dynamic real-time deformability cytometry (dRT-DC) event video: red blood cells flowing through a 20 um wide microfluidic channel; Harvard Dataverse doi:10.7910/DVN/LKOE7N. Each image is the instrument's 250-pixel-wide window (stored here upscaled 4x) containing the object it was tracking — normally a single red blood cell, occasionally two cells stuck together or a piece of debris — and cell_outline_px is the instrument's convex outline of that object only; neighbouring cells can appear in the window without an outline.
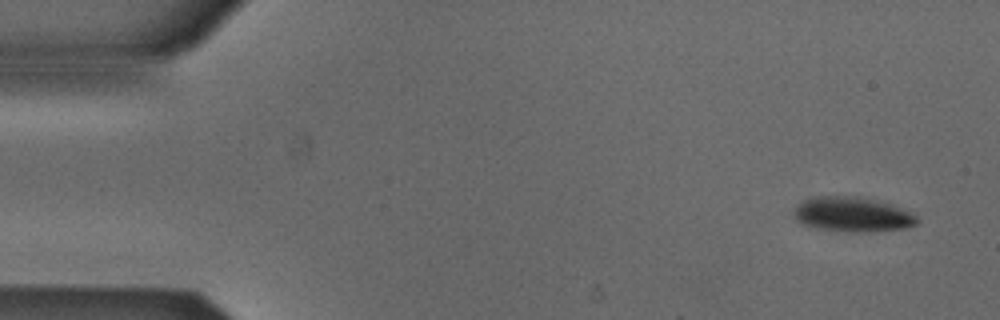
{"species": "Egyptian fruit bat (a non-hibernating species)", "species_latin": "Rousettus aegyptiacus", "temperature_condition": "cold", "stored_images_in_passage": 5, "camera_frame_rate_fps": 3000, "um_per_image_px": 0.085, "animal": {"sex": "male"}, "frame": {"image": 1, "passage_image": 1, "time_ms": 0.0, "image_size_px": [1000, 320], "cell_outline_px": [[920, 220], [916, 224], [904, 228], [872, 232], [852, 232], [820, 228], [804, 224], [796, 220], [792, 212], [804, 200], [816, 196], [856, 196], [876, 200], [900, 208], [916, 216]], "centroid_in_image_um": [72.46, 18.23], "position_along_channel_um": 12.5, "area_um2": 24.62}}
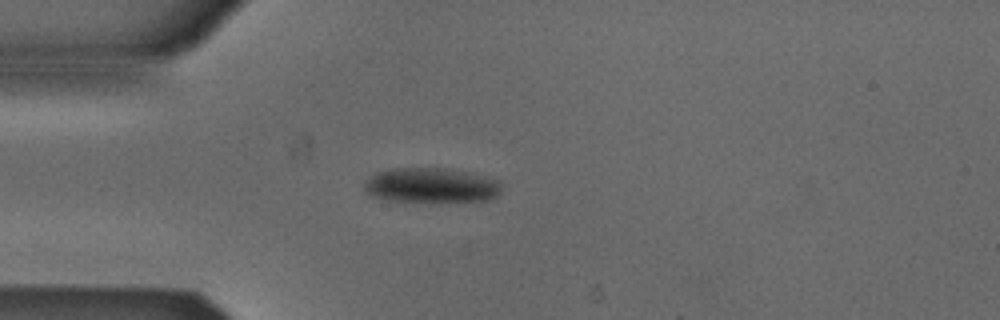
{"frame": {"image": 2, "passage_image": 4, "time_ms": 1.0, "image_size_px": [1000, 320], "cell_outline_px": [[500, 192], [496, 196], [488, 200], [388, 200], [372, 196], [364, 188], [364, 180], [368, 176], [376, 172], [392, 168], [444, 168], [472, 172], [500, 180]], "centroid_in_image_um": [36.63, 15.71], "position_along_channel_um": 48.4, "area_um2": 27.57}}